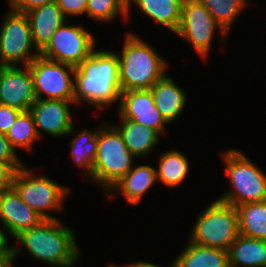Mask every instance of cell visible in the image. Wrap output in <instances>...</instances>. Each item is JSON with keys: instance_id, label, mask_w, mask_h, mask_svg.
<instances>
[{"instance_id": "cell-1", "label": "cell", "mask_w": 266, "mask_h": 267, "mask_svg": "<svg viewBox=\"0 0 266 267\" xmlns=\"http://www.w3.org/2000/svg\"><path fill=\"white\" fill-rule=\"evenodd\" d=\"M74 101H82L97 108L120 100L118 54L107 50H94L74 72Z\"/></svg>"}, {"instance_id": "cell-2", "label": "cell", "mask_w": 266, "mask_h": 267, "mask_svg": "<svg viewBox=\"0 0 266 267\" xmlns=\"http://www.w3.org/2000/svg\"><path fill=\"white\" fill-rule=\"evenodd\" d=\"M73 230L58 219H44L37 226L20 232L14 238L35 259L55 267H73L79 249Z\"/></svg>"}, {"instance_id": "cell-3", "label": "cell", "mask_w": 266, "mask_h": 267, "mask_svg": "<svg viewBox=\"0 0 266 267\" xmlns=\"http://www.w3.org/2000/svg\"><path fill=\"white\" fill-rule=\"evenodd\" d=\"M119 60L121 92L150 90L164 75L167 62L137 35L127 33Z\"/></svg>"}, {"instance_id": "cell-4", "label": "cell", "mask_w": 266, "mask_h": 267, "mask_svg": "<svg viewBox=\"0 0 266 267\" xmlns=\"http://www.w3.org/2000/svg\"><path fill=\"white\" fill-rule=\"evenodd\" d=\"M230 191L218 198L234 207L241 204L266 201V174L236 149H229L223 155Z\"/></svg>"}, {"instance_id": "cell-5", "label": "cell", "mask_w": 266, "mask_h": 267, "mask_svg": "<svg viewBox=\"0 0 266 267\" xmlns=\"http://www.w3.org/2000/svg\"><path fill=\"white\" fill-rule=\"evenodd\" d=\"M135 156L125 145L114 126L99 128L98 148L93 164L92 180L109 191L134 166Z\"/></svg>"}, {"instance_id": "cell-6", "label": "cell", "mask_w": 266, "mask_h": 267, "mask_svg": "<svg viewBox=\"0 0 266 267\" xmlns=\"http://www.w3.org/2000/svg\"><path fill=\"white\" fill-rule=\"evenodd\" d=\"M239 235L236 208L217 199L199 215L188 241L228 251Z\"/></svg>"}, {"instance_id": "cell-7", "label": "cell", "mask_w": 266, "mask_h": 267, "mask_svg": "<svg viewBox=\"0 0 266 267\" xmlns=\"http://www.w3.org/2000/svg\"><path fill=\"white\" fill-rule=\"evenodd\" d=\"M25 166L17 170L12 187L16 190L22 201L44 219H58L48 214L47 211L53 209L62 210L63 199L70 193V189L52 181L46 176L33 174Z\"/></svg>"}, {"instance_id": "cell-8", "label": "cell", "mask_w": 266, "mask_h": 267, "mask_svg": "<svg viewBox=\"0 0 266 267\" xmlns=\"http://www.w3.org/2000/svg\"><path fill=\"white\" fill-rule=\"evenodd\" d=\"M0 29V66H28L40 55L31 54L34 45L30 23L26 13L10 10Z\"/></svg>"}, {"instance_id": "cell-9", "label": "cell", "mask_w": 266, "mask_h": 267, "mask_svg": "<svg viewBox=\"0 0 266 267\" xmlns=\"http://www.w3.org/2000/svg\"><path fill=\"white\" fill-rule=\"evenodd\" d=\"M28 66L37 99L74 101L75 83L71 75L74 77L76 67L41 55Z\"/></svg>"}, {"instance_id": "cell-10", "label": "cell", "mask_w": 266, "mask_h": 267, "mask_svg": "<svg viewBox=\"0 0 266 267\" xmlns=\"http://www.w3.org/2000/svg\"><path fill=\"white\" fill-rule=\"evenodd\" d=\"M81 26L64 23L51 38L40 55L61 63L77 67L87 59L95 49L96 40Z\"/></svg>"}, {"instance_id": "cell-11", "label": "cell", "mask_w": 266, "mask_h": 267, "mask_svg": "<svg viewBox=\"0 0 266 267\" xmlns=\"http://www.w3.org/2000/svg\"><path fill=\"white\" fill-rule=\"evenodd\" d=\"M216 27L225 39L227 33L199 0H183L181 22L176 34L188 41L202 58L208 56Z\"/></svg>"}, {"instance_id": "cell-12", "label": "cell", "mask_w": 266, "mask_h": 267, "mask_svg": "<svg viewBox=\"0 0 266 267\" xmlns=\"http://www.w3.org/2000/svg\"><path fill=\"white\" fill-rule=\"evenodd\" d=\"M36 99L29 66H0V104L28 111Z\"/></svg>"}, {"instance_id": "cell-13", "label": "cell", "mask_w": 266, "mask_h": 267, "mask_svg": "<svg viewBox=\"0 0 266 267\" xmlns=\"http://www.w3.org/2000/svg\"><path fill=\"white\" fill-rule=\"evenodd\" d=\"M75 101L36 99L30 107L39 137L41 131L53 137L68 136L74 133V123L70 104Z\"/></svg>"}, {"instance_id": "cell-14", "label": "cell", "mask_w": 266, "mask_h": 267, "mask_svg": "<svg viewBox=\"0 0 266 267\" xmlns=\"http://www.w3.org/2000/svg\"><path fill=\"white\" fill-rule=\"evenodd\" d=\"M118 111L124 119L153 128L160 135L168 124L155 106L151 90L121 92Z\"/></svg>"}, {"instance_id": "cell-15", "label": "cell", "mask_w": 266, "mask_h": 267, "mask_svg": "<svg viewBox=\"0 0 266 267\" xmlns=\"http://www.w3.org/2000/svg\"><path fill=\"white\" fill-rule=\"evenodd\" d=\"M0 219L4 230L13 238L20 232L37 226L44 218L22 201L16 190L0 192Z\"/></svg>"}, {"instance_id": "cell-16", "label": "cell", "mask_w": 266, "mask_h": 267, "mask_svg": "<svg viewBox=\"0 0 266 267\" xmlns=\"http://www.w3.org/2000/svg\"><path fill=\"white\" fill-rule=\"evenodd\" d=\"M26 14L35 49L39 52L48 45L55 31L67 21L56 2L38 6Z\"/></svg>"}, {"instance_id": "cell-17", "label": "cell", "mask_w": 266, "mask_h": 267, "mask_svg": "<svg viewBox=\"0 0 266 267\" xmlns=\"http://www.w3.org/2000/svg\"><path fill=\"white\" fill-rule=\"evenodd\" d=\"M150 90L154 97L155 106L163 118L168 124L174 122L183 112L187 94L166 74Z\"/></svg>"}, {"instance_id": "cell-18", "label": "cell", "mask_w": 266, "mask_h": 267, "mask_svg": "<svg viewBox=\"0 0 266 267\" xmlns=\"http://www.w3.org/2000/svg\"><path fill=\"white\" fill-rule=\"evenodd\" d=\"M155 181H157L156 168L149 165L134 166L113 185L108 194L110 192L115 196V193L122 192L128 203L137 205Z\"/></svg>"}, {"instance_id": "cell-19", "label": "cell", "mask_w": 266, "mask_h": 267, "mask_svg": "<svg viewBox=\"0 0 266 267\" xmlns=\"http://www.w3.org/2000/svg\"><path fill=\"white\" fill-rule=\"evenodd\" d=\"M121 126H114L130 152L137 158L147 156L159 143V133L153 128L124 119L121 115Z\"/></svg>"}, {"instance_id": "cell-20", "label": "cell", "mask_w": 266, "mask_h": 267, "mask_svg": "<svg viewBox=\"0 0 266 267\" xmlns=\"http://www.w3.org/2000/svg\"><path fill=\"white\" fill-rule=\"evenodd\" d=\"M229 267H266V240L239 235L228 249Z\"/></svg>"}, {"instance_id": "cell-21", "label": "cell", "mask_w": 266, "mask_h": 267, "mask_svg": "<svg viewBox=\"0 0 266 267\" xmlns=\"http://www.w3.org/2000/svg\"><path fill=\"white\" fill-rule=\"evenodd\" d=\"M131 3H134L149 18L174 33L177 32L181 22L183 0H132L127 6V15H129Z\"/></svg>"}, {"instance_id": "cell-22", "label": "cell", "mask_w": 266, "mask_h": 267, "mask_svg": "<svg viewBox=\"0 0 266 267\" xmlns=\"http://www.w3.org/2000/svg\"><path fill=\"white\" fill-rule=\"evenodd\" d=\"M174 260L178 267H229L228 251L190 241Z\"/></svg>"}, {"instance_id": "cell-23", "label": "cell", "mask_w": 266, "mask_h": 267, "mask_svg": "<svg viewBox=\"0 0 266 267\" xmlns=\"http://www.w3.org/2000/svg\"><path fill=\"white\" fill-rule=\"evenodd\" d=\"M235 208L239 234L266 240V201L241 204Z\"/></svg>"}, {"instance_id": "cell-24", "label": "cell", "mask_w": 266, "mask_h": 267, "mask_svg": "<svg viewBox=\"0 0 266 267\" xmlns=\"http://www.w3.org/2000/svg\"><path fill=\"white\" fill-rule=\"evenodd\" d=\"M156 170L157 180L169 187L179 186L188 175L189 160L178 150H170L160 155Z\"/></svg>"}, {"instance_id": "cell-25", "label": "cell", "mask_w": 266, "mask_h": 267, "mask_svg": "<svg viewBox=\"0 0 266 267\" xmlns=\"http://www.w3.org/2000/svg\"><path fill=\"white\" fill-rule=\"evenodd\" d=\"M98 131H88L87 129L77 133V136L70 142L71 158L78 166H82L87 171L88 178L92 180L93 164L98 148Z\"/></svg>"}, {"instance_id": "cell-26", "label": "cell", "mask_w": 266, "mask_h": 267, "mask_svg": "<svg viewBox=\"0 0 266 267\" xmlns=\"http://www.w3.org/2000/svg\"><path fill=\"white\" fill-rule=\"evenodd\" d=\"M12 148L16 151L17 148L31 150L34 142L40 137L37 133L33 116L31 112L22 111L17 117L14 124L6 133Z\"/></svg>"}, {"instance_id": "cell-27", "label": "cell", "mask_w": 266, "mask_h": 267, "mask_svg": "<svg viewBox=\"0 0 266 267\" xmlns=\"http://www.w3.org/2000/svg\"><path fill=\"white\" fill-rule=\"evenodd\" d=\"M221 28L228 33L233 21L248 5V0H199Z\"/></svg>"}, {"instance_id": "cell-28", "label": "cell", "mask_w": 266, "mask_h": 267, "mask_svg": "<svg viewBox=\"0 0 266 267\" xmlns=\"http://www.w3.org/2000/svg\"><path fill=\"white\" fill-rule=\"evenodd\" d=\"M86 14L100 22H111L118 14L128 17L124 0H88Z\"/></svg>"}, {"instance_id": "cell-29", "label": "cell", "mask_w": 266, "mask_h": 267, "mask_svg": "<svg viewBox=\"0 0 266 267\" xmlns=\"http://www.w3.org/2000/svg\"><path fill=\"white\" fill-rule=\"evenodd\" d=\"M0 161L11 164L16 170L24 166L16 151L12 148L6 134L3 133H0Z\"/></svg>"}, {"instance_id": "cell-30", "label": "cell", "mask_w": 266, "mask_h": 267, "mask_svg": "<svg viewBox=\"0 0 266 267\" xmlns=\"http://www.w3.org/2000/svg\"><path fill=\"white\" fill-rule=\"evenodd\" d=\"M56 3L67 18L70 15L79 16L86 13L88 0H56Z\"/></svg>"}, {"instance_id": "cell-31", "label": "cell", "mask_w": 266, "mask_h": 267, "mask_svg": "<svg viewBox=\"0 0 266 267\" xmlns=\"http://www.w3.org/2000/svg\"><path fill=\"white\" fill-rule=\"evenodd\" d=\"M22 111L0 104V133L6 134Z\"/></svg>"}, {"instance_id": "cell-32", "label": "cell", "mask_w": 266, "mask_h": 267, "mask_svg": "<svg viewBox=\"0 0 266 267\" xmlns=\"http://www.w3.org/2000/svg\"><path fill=\"white\" fill-rule=\"evenodd\" d=\"M56 2V0H9L12 10L26 13L38 6Z\"/></svg>"}, {"instance_id": "cell-33", "label": "cell", "mask_w": 266, "mask_h": 267, "mask_svg": "<svg viewBox=\"0 0 266 267\" xmlns=\"http://www.w3.org/2000/svg\"><path fill=\"white\" fill-rule=\"evenodd\" d=\"M16 172L11 164L0 161V192L12 187Z\"/></svg>"}, {"instance_id": "cell-34", "label": "cell", "mask_w": 266, "mask_h": 267, "mask_svg": "<svg viewBox=\"0 0 266 267\" xmlns=\"http://www.w3.org/2000/svg\"><path fill=\"white\" fill-rule=\"evenodd\" d=\"M13 252H0V267H15L13 266V260L18 256L20 248L11 246Z\"/></svg>"}, {"instance_id": "cell-35", "label": "cell", "mask_w": 266, "mask_h": 267, "mask_svg": "<svg viewBox=\"0 0 266 267\" xmlns=\"http://www.w3.org/2000/svg\"><path fill=\"white\" fill-rule=\"evenodd\" d=\"M0 252H13L12 247L8 246V237L2 228H0Z\"/></svg>"}, {"instance_id": "cell-36", "label": "cell", "mask_w": 266, "mask_h": 267, "mask_svg": "<svg viewBox=\"0 0 266 267\" xmlns=\"http://www.w3.org/2000/svg\"><path fill=\"white\" fill-rule=\"evenodd\" d=\"M124 267H161V266L155 265V264H152V263H148V262H142V261L138 262V261H136V262H134L132 264H129V265H126V266L124 265ZM167 267H178V266H177L175 260H173L172 264H170Z\"/></svg>"}, {"instance_id": "cell-37", "label": "cell", "mask_w": 266, "mask_h": 267, "mask_svg": "<svg viewBox=\"0 0 266 267\" xmlns=\"http://www.w3.org/2000/svg\"><path fill=\"white\" fill-rule=\"evenodd\" d=\"M132 0H124V3L128 6Z\"/></svg>"}, {"instance_id": "cell-38", "label": "cell", "mask_w": 266, "mask_h": 267, "mask_svg": "<svg viewBox=\"0 0 266 267\" xmlns=\"http://www.w3.org/2000/svg\"><path fill=\"white\" fill-rule=\"evenodd\" d=\"M108 267H119V266L114 265V264H111V265L109 264Z\"/></svg>"}]
</instances>
